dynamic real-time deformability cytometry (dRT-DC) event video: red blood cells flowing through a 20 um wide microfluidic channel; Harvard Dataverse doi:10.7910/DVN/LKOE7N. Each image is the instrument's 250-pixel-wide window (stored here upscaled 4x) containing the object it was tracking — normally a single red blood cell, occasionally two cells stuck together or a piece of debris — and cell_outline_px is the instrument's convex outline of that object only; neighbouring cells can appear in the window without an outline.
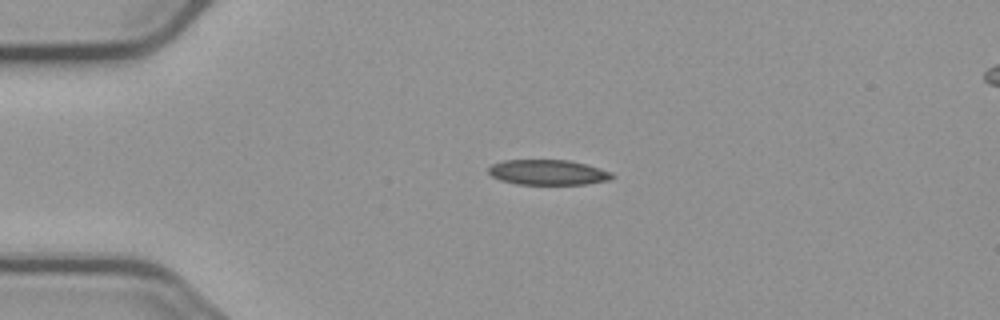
{"species": "common noctule bat (a hibernating species)", "species_latin": "Nyctalus noctula", "temperature_condition": "cold", "stored_images_in_passage": 5, "segment_of_instrument_passage": [1, 2], "camera_frame_rate_fps": 3000, "um_per_image_px": 0.085, "animal": {"sex": "male", "body_mass_g": 23.1, "forearm_length_mm": 52.7}, "frame": {"image": 1, "passage_image": 3, "time_ms": 2.333, "image_size_px": [1000, 320], "cell_outline_px": [[616, 176], [612, 180], [588, 184], [516, 184], [500, 180], [492, 176], [488, 172], [488, 168], [492, 164], [504, 160], [568, 160], [600, 168], [612, 172]], "centroid_in_image_um": [46.61, 14.65], "position_along_channel_um": 38.4, "area_um2": 18.26}}